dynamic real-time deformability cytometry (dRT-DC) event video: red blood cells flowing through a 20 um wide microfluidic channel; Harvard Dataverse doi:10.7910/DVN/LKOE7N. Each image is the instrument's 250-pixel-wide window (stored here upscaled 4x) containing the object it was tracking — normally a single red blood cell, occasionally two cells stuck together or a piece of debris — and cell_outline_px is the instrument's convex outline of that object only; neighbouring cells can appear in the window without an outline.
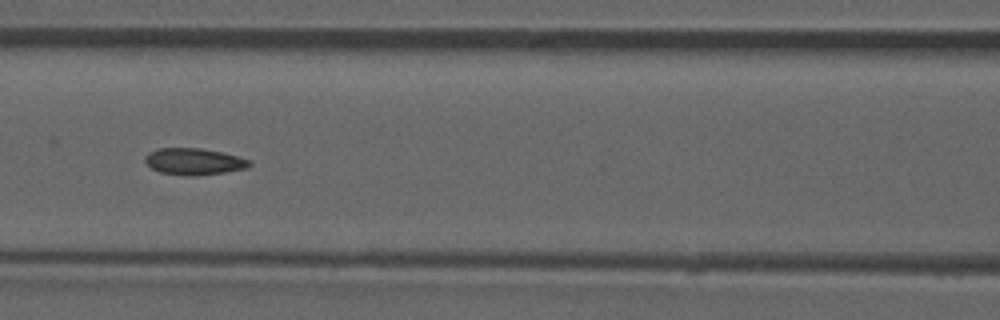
{"species": "common noctule bat (a hibernating species)", "species_latin": "Nyctalus noctula", "temperature_condition": "room temperature", "stored_images_in_passage": 52, "camera_frame_rate_fps": 3000, "um_per_image_px": 0.085, "animal": {"sex": "male", "forearm_length_mm": 52.5}, "frame": {"image": 1, "passage_image": 23, "time_ms": 7.333, "image_size_px": [1000, 320], "cell_outline_px": [[252, 164], [248, 168], [224, 172], [196, 176], [188, 176], [160, 172], [152, 168], [144, 160], [144, 156], [148, 152], [160, 148], [200, 148], [220, 152], [252, 160]], "centroid_in_image_um": [16.49, 13.73], "position_along_channel_um": 150.1, "area_um2": 16.18}, "authors_computed_cell_mechanics": {"area_um2": 16.0684, "velocity_mm_per_s": 3.907, "shape_relaxation_time_tau1_ms": null, "shape_relaxation_time_tau2_ms": 2.9164, "deformation_change_tau1": null, "deformation_change_tau2": 0.0794}}